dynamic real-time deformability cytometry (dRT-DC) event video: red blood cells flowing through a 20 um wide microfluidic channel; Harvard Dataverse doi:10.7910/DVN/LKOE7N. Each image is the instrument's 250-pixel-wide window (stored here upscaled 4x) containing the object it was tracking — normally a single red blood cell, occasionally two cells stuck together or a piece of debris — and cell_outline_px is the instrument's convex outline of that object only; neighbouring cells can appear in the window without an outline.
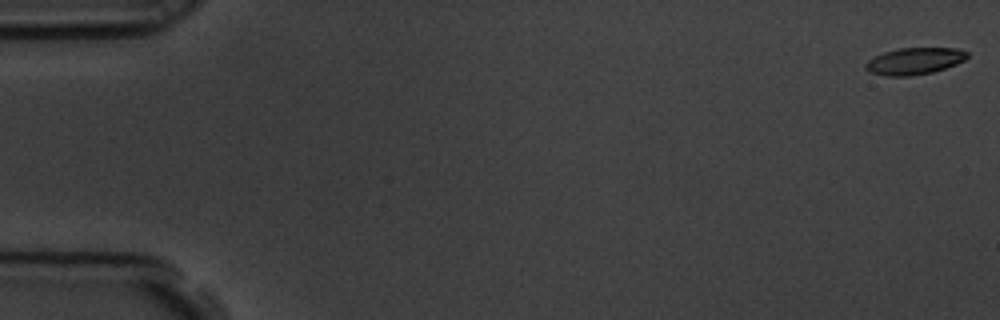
{"species": "common noctule bat (a hibernating species)", "species_latin": "Nyctalus noctula", "temperature_condition": "room temperature", "stored_images_in_passage": 7, "segment_of_instrument_passage": [2, 2], "camera_frame_rate_fps": 3000, "um_per_image_px": 0.085, "animal": {"sex": "male", "body_mass_g": 19.5, "forearm_length_mm": 54.6}, "frame": {"image": 1, "passage_image": 7, "time_ms": 2.0, "image_size_px": [1000, 320], "cell_outline_px": [[968, 56], [964, 60], [956, 64], [932, 72], [912, 76], [884, 76], [868, 72], [864, 68], [864, 64], [868, 60], [884, 52], [900, 48], [956, 48], [968, 52]], "centroid_in_image_um": [77.69, 5.2], "position_along_channel_um": 7.3, "area_um2": 15.9}}